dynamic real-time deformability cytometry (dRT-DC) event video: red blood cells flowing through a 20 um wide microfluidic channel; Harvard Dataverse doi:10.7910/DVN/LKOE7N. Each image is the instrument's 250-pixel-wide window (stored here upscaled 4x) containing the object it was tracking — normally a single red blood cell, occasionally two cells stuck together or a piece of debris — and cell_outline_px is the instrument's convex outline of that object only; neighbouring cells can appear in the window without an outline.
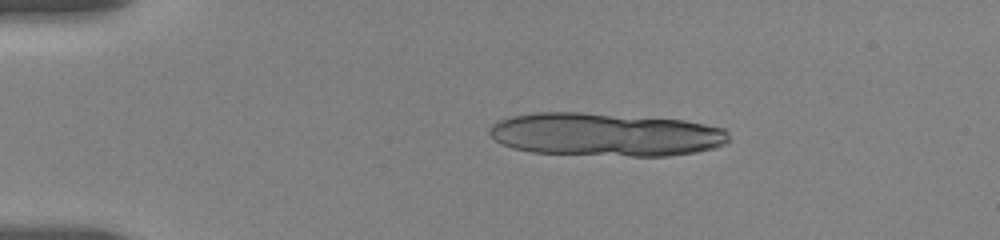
{"species": "human", "species_latin": "Homo sapiens", "temperature_condition": "room temperature", "stored_images_in_passage": 7, "camera_frame_rate_fps": 3000, "um_per_image_px": 0.085, "donor": {"sex": "female"}, "frame": {"image": 1, "passage_image": 1, "time_ms": 0.0, "image_size_px": [1000, 240], "cell_outline_px": [[728, 140], [724, 144], [716, 148], [696, 152], [668, 156], [632, 156], [532, 152], [512, 148], [496, 140], [488, 132], [488, 128], [492, 124], [500, 120], [512, 116], [536, 112], [580, 112], [684, 120], [724, 128], [728, 132]], "centroid_in_image_um": [51.48, 11.43], "position_along_channel_um": 33.5, "area_um2": 60.34}}